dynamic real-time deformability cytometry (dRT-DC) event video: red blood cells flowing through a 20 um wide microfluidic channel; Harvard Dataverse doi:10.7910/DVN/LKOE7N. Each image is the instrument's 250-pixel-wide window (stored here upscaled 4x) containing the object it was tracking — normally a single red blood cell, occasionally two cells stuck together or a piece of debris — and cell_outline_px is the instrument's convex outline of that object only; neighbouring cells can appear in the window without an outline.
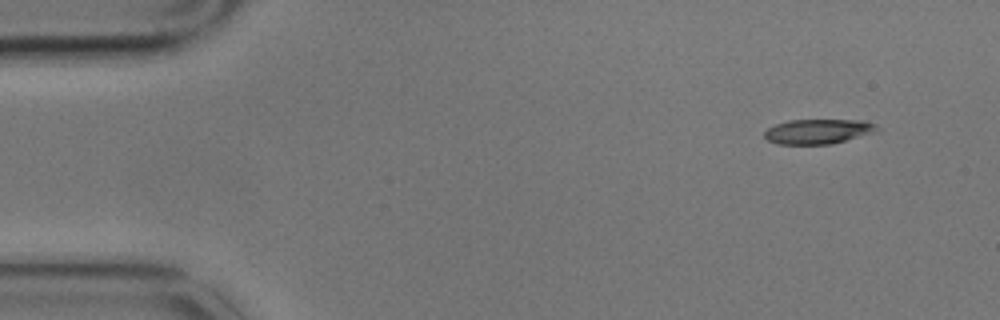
{"species": "common noctule bat (a hibernating species)", "species_latin": "Nyctalus noctula", "temperature_condition": "cold", "stored_images_in_passage": 4, "camera_frame_rate_fps": 3000, "um_per_image_px": 0.085, "animal": {"sex": "male", "body_mass_g": 17.9}, "frame": {"image": 1, "passage_image": 1, "time_ms": 0.0, "image_size_px": [1000, 320], "cell_outline_px": [[880, 128], [876, 132], [832, 144], [776, 144], [768, 140], [764, 136], [764, 132], [768, 128], [776, 124], [788, 120], [864, 120], [876, 124]], "centroid_in_image_um": [69.56, 11.17], "position_along_channel_um": 15.4, "area_um2": 16.36}}
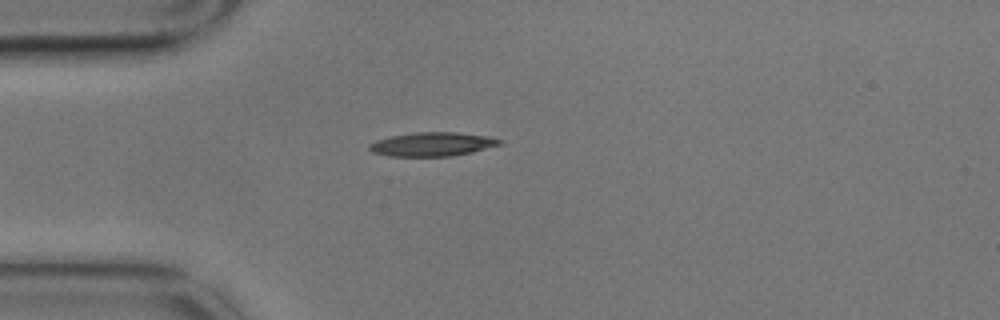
{"frame": {"image": 2, "passage_image": 4, "time_ms": 1.0, "image_size_px": [1000, 320], "cell_outline_px": [[504, 144], [472, 152], [452, 156], [388, 156], [372, 152], [368, 148], [368, 144], [376, 140], [392, 136], [416, 132], [456, 132], [488, 136], [504, 140]], "centroid_in_image_um": [36.78, 12.26], "position_along_channel_um": 48.2, "area_um2": 18.26}}